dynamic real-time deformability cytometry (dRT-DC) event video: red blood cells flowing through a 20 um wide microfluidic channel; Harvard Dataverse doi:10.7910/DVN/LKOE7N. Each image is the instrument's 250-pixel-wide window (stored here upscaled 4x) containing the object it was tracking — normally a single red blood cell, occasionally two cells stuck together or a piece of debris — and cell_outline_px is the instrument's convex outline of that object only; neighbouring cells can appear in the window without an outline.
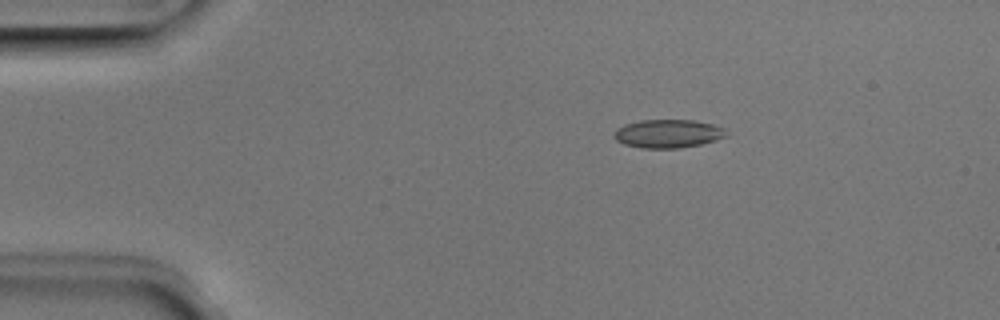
{"species": "Egyptian fruit bat (a non-hibernating species)", "species_latin": "Rousettus aegyptiacus", "temperature_condition": "room temperature", "stored_images_in_passage": 3, "camera_frame_rate_fps": 3000, "um_per_image_px": 0.085, "animal": {"sex": "male"}, "frame": {"image": 1, "passage_image": 2, "time_ms": 0.333, "image_size_px": [1000, 320], "cell_outline_px": [[728, 136], [716, 140], [700, 144], [680, 148], [640, 148], [624, 144], [616, 140], [612, 136], [612, 132], [616, 128], [624, 124], [640, 120], [696, 120], [712, 124], [724, 128]], "centroid_in_image_um": [56.74, 11.36], "position_along_channel_um": 28.3, "area_um2": 18.79}}